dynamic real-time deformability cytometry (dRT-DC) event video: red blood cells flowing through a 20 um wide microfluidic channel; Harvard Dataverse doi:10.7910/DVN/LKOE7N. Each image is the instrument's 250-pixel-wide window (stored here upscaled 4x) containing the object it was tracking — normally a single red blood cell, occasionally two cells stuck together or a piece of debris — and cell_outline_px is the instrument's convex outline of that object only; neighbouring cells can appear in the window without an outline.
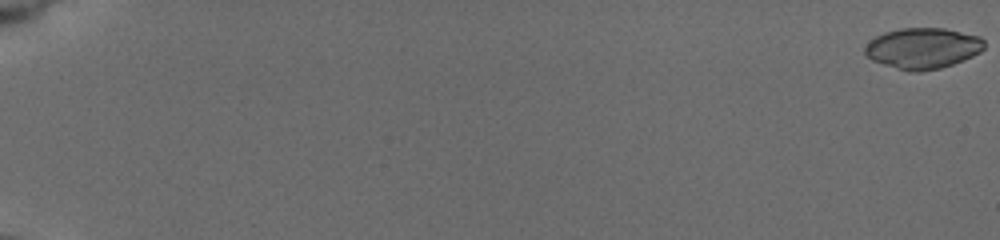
{"species": "common noctule bat (a hibernating species)", "species_latin": "Nyctalus noctula", "temperature_condition": "cold", "stored_images_in_passage": 42, "camera_frame_rate_fps": 3000, "um_per_image_px": 0.085, "animal": {"sex": "female", "body_mass_g": 19.5, "forearm_length_mm": 54.1}, "frame": {"image": 1, "passage_image": 1, "time_ms": 0.0, "image_size_px": [1000, 240], "cell_outline_px": [[984, 48], [980, 52], [972, 56], [952, 64], [940, 68], [920, 72], [908, 72], [872, 60], [864, 52], [864, 48], [876, 36], [884, 32], [900, 28], [944, 28], [980, 36], [984, 40]], "centroid_in_image_um": [78.45, 4.1], "position_along_channel_um": 6.6, "area_um2": 28.32}}
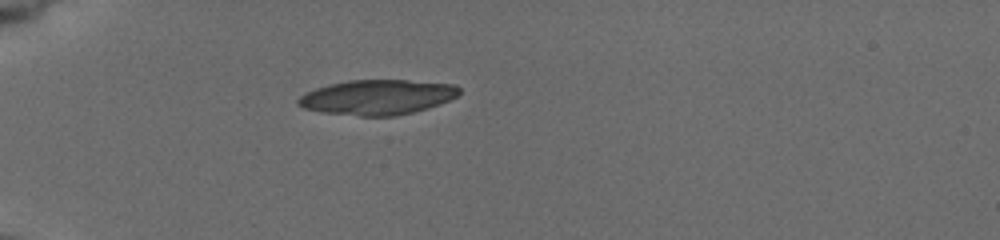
{"frame": {"image": 2, "passage_image": 24, "time_ms": 6.333, "image_size_px": [1000, 240], "cell_outline_px": [[460, 92], [456, 96], [440, 104], [428, 108], [412, 112], [392, 116], [360, 116], [320, 112], [304, 108], [296, 104], [296, 100], [304, 92], [328, 84], [348, 80], [408, 80], [456, 84], [460, 88]], "centroid_in_image_um": [32.04, 8.25], "position_along_channel_um": 53.0, "area_um2": 33.0}}